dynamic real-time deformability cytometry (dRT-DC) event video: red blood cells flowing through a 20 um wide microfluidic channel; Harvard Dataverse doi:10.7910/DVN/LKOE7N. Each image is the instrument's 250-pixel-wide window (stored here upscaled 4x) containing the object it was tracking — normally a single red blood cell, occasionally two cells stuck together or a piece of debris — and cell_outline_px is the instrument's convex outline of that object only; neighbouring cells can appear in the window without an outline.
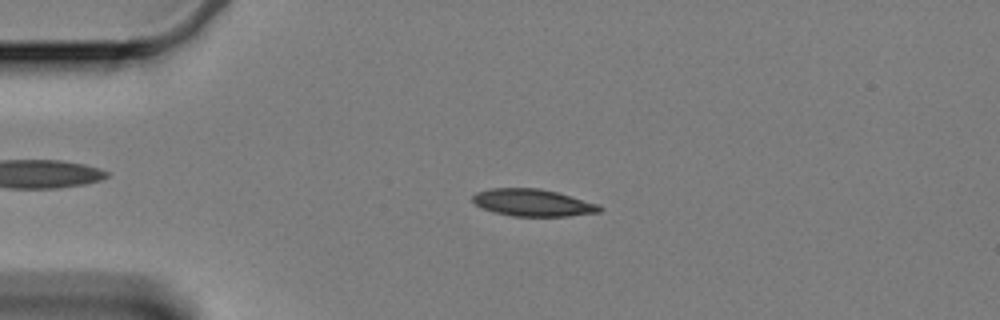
{"species": "Egyptian fruit bat (a non-hibernating species)", "species_latin": "Rousettus aegyptiacus", "temperature_condition": "cold", "stored_images_in_passage": 58, "camera_frame_rate_fps": 3000, "um_per_image_px": 0.085, "animal": {"sex": "female"}, "frame": {"image": 1, "passage_image": 12, "time_ms": 3.667, "image_size_px": [1000, 320], "cell_outline_px": [[604, 208], [600, 212], [568, 216], [512, 216], [496, 212], [484, 208], [476, 204], [472, 200], [472, 196], [476, 192], [492, 188], [540, 188], [556, 192], [600, 204]], "centroid_in_image_um": [45.33, 17.22], "position_along_channel_um": 39.7, "area_um2": 20.0}}
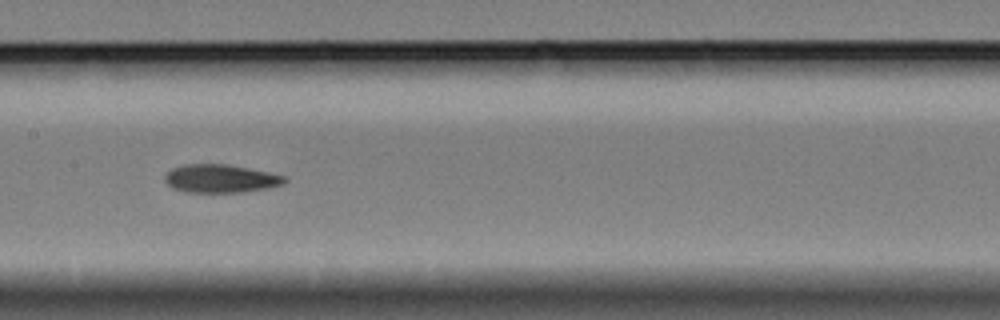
{"frame": {"image": 2, "passage_image": 28, "time_ms": 9.0, "image_size_px": [1000, 320], "cell_outline_px": [[288, 180], [284, 184], [264, 188], [240, 192], [184, 192], [172, 188], [164, 180], [164, 176], [172, 168], [184, 164], [228, 164], [268, 172], [284, 176]], "centroid_in_image_um": [18.71, 15.17], "position_along_channel_um": 188.7, "area_um2": 19.59}}
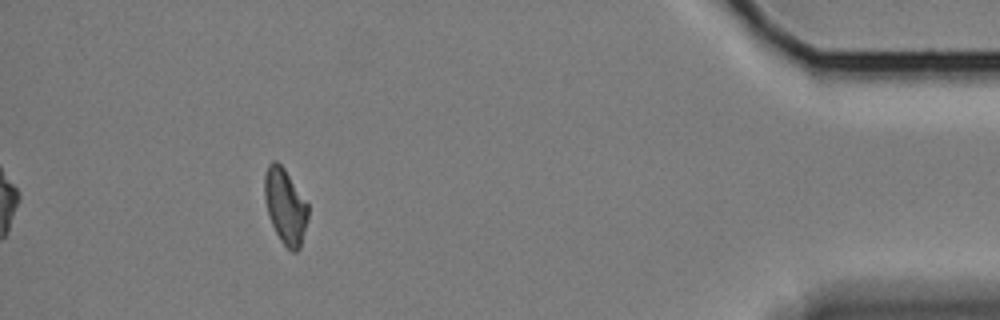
{"frame": {"image": 3, "passage_image": 53, "time_ms": 17.333, "image_size_px": [1000, 320], "cell_outline_px": [[308, 216], [300, 248], [296, 252], [292, 252], [280, 240], [272, 224], [264, 200], [264, 176], [268, 164], [272, 160], [276, 160], [284, 168], [308, 204]], "centroid_in_image_um": [24.24, 17.51], "position_along_channel_um": 411.0, "area_um2": 18.96}, "authors_computed_cell_mechanics": {"area_um2": 19.8254, "velocity_mm_per_s": 3.3213, "shape_relaxation_time_tau1_ms": 9.7574, "shape_relaxation_time_tau2_ms": 6.2604, "deformation_change_tau1": 0.1777, "deformation_change_tau2": 0.1162}}